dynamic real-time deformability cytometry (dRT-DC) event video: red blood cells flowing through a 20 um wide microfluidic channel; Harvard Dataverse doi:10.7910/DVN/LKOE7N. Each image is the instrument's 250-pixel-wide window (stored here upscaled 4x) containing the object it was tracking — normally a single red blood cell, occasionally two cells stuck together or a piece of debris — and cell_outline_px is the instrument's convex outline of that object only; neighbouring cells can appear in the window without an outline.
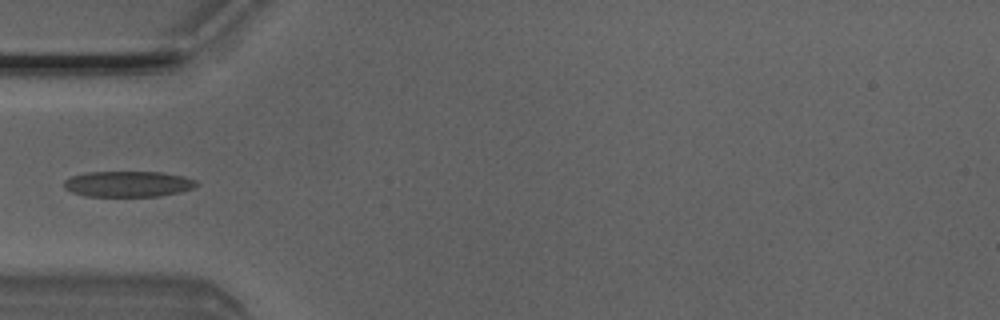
{"species": "Egyptian fruit bat (a non-hibernating species)", "species_latin": "Rousettus aegyptiacus", "temperature_condition": "room temperature", "stored_images_in_passage": 5, "camera_frame_rate_fps": 3000, "um_per_image_px": 0.085, "animal": {"sex": "male"}, "frame": {"image": 1, "passage_image": 4, "time_ms": 1.0, "image_size_px": [1000, 320], "cell_outline_px": [[200, 184], [192, 188], [180, 192], [160, 196], [84, 196], [72, 192], [64, 188], [64, 180], [72, 176], [88, 172], [164, 172], [184, 176], [196, 180]], "centroid_in_image_um": [10.91, 15.63], "position_along_channel_um": 74.1, "area_um2": 20.0}}